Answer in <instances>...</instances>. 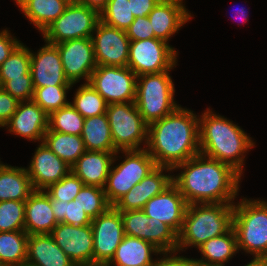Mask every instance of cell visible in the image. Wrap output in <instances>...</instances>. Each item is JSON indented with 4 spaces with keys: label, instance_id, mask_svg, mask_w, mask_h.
<instances>
[{
    "label": "cell",
    "instance_id": "cell-55",
    "mask_svg": "<svg viewBox=\"0 0 267 266\" xmlns=\"http://www.w3.org/2000/svg\"><path fill=\"white\" fill-rule=\"evenodd\" d=\"M15 1V3L16 4H18L20 1H22V0H14Z\"/></svg>",
    "mask_w": 267,
    "mask_h": 266
},
{
    "label": "cell",
    "instance_id": "cell-44",
    "mask_svg": "<svg viewBox=\"0 0 267 266\" xmlns=\"http://www.w3.org/2000/svg\"><path fill=\"white\" fill-rule=\"evenodd\" d=\"M20 101L0 87V127L10 120Z\"/></svg>",
    "mask_w": 267,
    "mask_h": 266
},
{
    "label": "cell",
    "instance_id": "cell-3",
    "mask_svg": "<svg viewBox=\"0 0 267 266\" xmlns=\"http://www.w3.org/2000/svg\"><path fill=\"white\" fill-rule=\"evenodd\" d=\"M204 111L199 117L200 153L231 166L242 176L244 154L255 147V142L233 121L210 108Z\"/></svg>",
    "mask_w": 267,
    "mask_h": 266
},
{
    "label": "cell",
    "instance_id": "cell-10",
    "mask_svg": "<svg viewBox=\"0 0 267 266\" xmlns=\"http://www.w3.org/2000/svg\"><path fill=\"white\" fill-rule=\"evenodd\" d=\"M177 55L174 47L158 38L130 40L127 66L137 76L160 73L176 67Z\"/></svg>",
    "mask_w": 267,
    "mask_h": 266
},
{
    "label": "cell",
    "instance_id": "cell-2",
    "mask_svg": "<svg viewBox=\"0 0 267 266\" xmlns=\"http://www.w3.org/2000/svg\"><path fill=\"white\" fill-rule=\"evenodd\" d=\"M181 105L148 125L146 149L157 166L174 169L200 153L199 115Z\"/></svg>",
    "mask_w": 267,
    "mask_h": 266
},
{
    "label": "cell",
    "instance_id": "cell-53",
    "mask_svg": "<svg viewBox=\"0 0 267 266\" xmlns=\"http://www.w3.org/2000/svg\"><path fill=\"white\" fill-rule=\"evenodd\" d=\"M17 266H35V265L30 264L28 262H24V263H21L20 265H17Z\"/></svg>",
    "mask_w": 267,
    "mask_h": 266
},
{
    "label": "cell",
    "instance_id": "cell-5",
    "mask_svg": "<svg viewBox=\"0 0 267 266\" xmlns=\"http://www.w3.org/2000/svg\"><path fill=\"white\" fill-rule=\"evenodd\" d=\"M233 229L238 251L267 258V201L243 198L234 203Z\"/></svg>",
    "mask_w": 267,
    "mask_h": 266
},
{
    "label": "cell",
    "instance_id": "cell-20",
    "mask_svg": "<svg viewBox=\"0 0 267 266\" xmlns=\"http://www.w3.org/2000/svg\"><path fill=\"white\" fill-rule=\"evenodd\" d=\"M26 170L33 189L45 190L66 176L71 167L42 142L38 145Z\"/></svg>",
    "mask_w": 267,
    "mask_h": 266
},
{
    "label": "cell",
    "instance_id": "cell-7",
    "mask_svg": "<svg viewBox=\"0 0 267 266\" xmlns=\"http://www.w3.org/2000/svg\"><path fill=\"white\" fill-rule=\"evenodd\" d=\"M119 152L115 153L104 187L107 200L112 206L157 167L146 148L121 150L125 159L115 167L113 165Z\"/></svg>",
    "mask_w": 267,
    "mask_h": 266
},
{
    "label": "cell",
    "instance_id": "cell-16",
    "mask_svg": "<svg viewBox=\"0 0 267 266\" xmlns=\"http://www.w3.org/2000/svg\"><path fill=\"white\" fill-rule=\"evenodd\" d=\"M51 235L55 243L76 266H93V231L91 225L58 223Z\"/></svg>",
    "mask_w": 267,
    "mask_h": 266
},
{
    "label": "cell",
    "instance_id": "cell-39",
    "mask_svg": "<svg viewBox=\"0 0 267 266\" xmlns=\"http://www.w3.org/2000/svg\"><path fill=\"white\" fill-rule=\"evenodd\" d=\"M75 199L91 219L106 212L112 206L107 200L104 188L98 186L84 185Z\"/></svg>",
    "mask_w": 267,
    "mask_h": 266
},
{
    "label": "cell",
    "instance_id": "cell-14",
    "mask_svg": "<svg viewBox=\"0 0 267 266\" xmlns=\"http://www.w3.org/2000/svg\"><path fill=\"white\" fill-rule=\"evenodd\" d=\"M91 39L97 66H127L130 39L126 31L99 21Z\"/></svg>",
    "mask_w": 267,
    "mask_h": 266
},
{
    "label": "cell",
    "instance_id": "cell-49",
    "mask_svg": "<svg viewBox=\"0 0 267 266\" xmlns=\"http://www.w3.org/2000/svg\"><path fill=\"white\" fill-rule=\"evenodd\" d=\"M245 266H267V258H255L247 263Z\"/></svg>",
    "mask_w": 267,
    "mask_h": 266
},
{
    "label": "cell",
    "instance_id": "cell-21",
    "mask_svg": "<svg viewBox=\"0 0 267 266\" xmlns=\"http://www.w3.org/2000/svg\"><path fill=\"white\" fill-rule=\"evenodd\" d=\"M48 118L49 115L33 100L20 101L16 112L4 127L19 137L42 143L48 130Z\"/></svg>",
    "mask_w": 267,
    "mask_h": 266
},
{
    "label": "cell",
    "instance_id": "cell-23",
    "mask_svg": "<svg viewBox=\"0 0 267 266\" xmlns=\"http://www.w3.org/2000/svg\"><path fill=\"white\" fill-rule=\"evenodd\" d=\"M25 226L28 235L51 234L58 224L53 214L50 196L44 190H34L25 200Z\"/></svg>",
    "mask_w": 267,
    "mask_h": 266
},
{
    "label": "cell",
    "instance_id": "cell-32",
    "mask_svg": "<svg viewBox=\"0 0 267 266\" xmlns=\"http://www.w3.org/2000/svg\"><path fill=\"white\" fill-rule=\"evenodd\" d=\"M28 237L24 230L0 232V263L17 266L26 262Z\"/></svg>",
    "mask_w": 267,
    "mask_h": 266
},
{
    "label": "cell",
    "instance_id": "cell-37",
    "mask_svg": "<svg viewBox=\"0 0 267 266\" xmlns=\"http://www.w3.org/2000/svg\"><path fill=\"white\" fill-rule=\"evenodd\" d=\"M134 19L129 0H109L100 12V21L124 31L129 28Z\"/></svg>",
    "mask_w": 267,
    "mask_h": 266
},
{
    "label": "cell",
    "instance_id": "cell-50",
    "mask_svg": "<svg viewBox=\"0 0 267 266\" xmlns=\"http://www.w3.org/2000/svg\"><path fill=\"white\" fill-rule=\"evenodd\" d=\"M246 9L244 8V7H241V8H239L236 12H237V14L236 15H238L237 17H240V18H242V20H244L243 21V23H245L246 21H248V18H247V11H245ZM240 21V20H239ZM242 23V24H243Z\"/></svg>",
    "mask_w": 267,
    "mask_h": 266
},
{
    "label": "cell",
    "instance_id": "cell-18",
    "mask_svg": "<svg viewBox=\"0 0 267 266\" xmlns=\"http://www.w3.org/2000/svg\"><path fill=\"white\" fill-rule=\"evenodd\" d=\"M173 169L157 166L139 183L135 184L125 195H123L113 206L118 211L143 210L145 204L154 196L163 192L173 183Z\"/></svg>",
    "mask_w": 267,
    "mask_h": 266
},
{
    "label": "cell",
    "instance_id": "cell-8",
    "mask_svg": "<svg viewBox=\"0 0 267 266\" xmlns=\"http://www.w3.org/2000/svg\"><path fill=\"white\" fill-rule=\"evenodd\" d=\"M106 115L117 151L146 148L140 146H147L148 124L143 120L135 102L108 104Z\"/></svg>",
    "mask_w": 267,
    "mask_h": 266
},
{
    "label": "cell",
    "instance_id": "cell-11",
    "mask_svg": "<svg viewBox=\"0 0 267 266\" xmlns=\"http://www.w3.org/2000/svg\"><path fill=\"white\" fill-rule=\"evenodd\" d=\"M137 75L128 67L97 66L89 83L107 104L135 102Z\"/></svg>",
    "mask_w": 267,
    "mask_h": 266
},
{
    "label": "cell",
    "instance_id": "cell-47",
    "mask_svg": "<svg viewBox=\"0 0 267 266\" xmlns=\"http://www.w3.org/2000/svg\"><path fill=\"white\" fill-rule=\"evenodd\" d=\"M131 12L134 17L148 16L152 9L158 4L157 0H129Z\"/></svg>",
    "mask_w": 267,
    "mask_h": 266
},
{
    "label": "cell",
    "instance_id": "cell-1",
    "mask_svg": "<svg viewBox=\"0 0 267 266\" xmlns=\"http://www.w3.org/2000/svg\"><path fill=\"white\" fill-rule=\"evenodd\" d=\"M181 173L174 176L187 204L234 203L238 196L241 175L231 166L201 153L177 165L174 170Z\"/></svg>",
    "mask_w": 267,
    "mask_h": 266
},
{
    "label": "cell",
    "instance_id": "cell-35",
    "mask_svg": "<svg viewBox=\"0 0 267 266\" xmlns=\"http://www.w3.org/2000/svg\"><path fill=\"white\" fill-rule=\"evenodd\" d=\"M84 119L85 118L71 104H69L49 115L47 131L81 135Z\"/></svg>",
    "mask_w": 267,
    "mask_h": 266
},
{
    "label": "cell",
    "instance_id": "cell-36",
    "mask_svg": "<svg viewBox=\"0 0 267 266\" xmlns=\"http://www.w3.org/2000/svg\"><path fill=\"white\" fill-rule=\"evenodd\" d=\"M73 86L34 87L32 100L48 115L70 104L67 93Z\"/></svg>",
    "mask_w": 267,
    "mask_h": 266
},
{
    "label": "cell",
    "instance_id": "cell-41",
    "mask_svg": "<svg viewBox=\"0 0 267 266\" xmlns=\"http://www.w3.org/2000/svg\"><path fill=\"white\" fill-rule=\"evenodd\" d=\"M84 183L72 171L60 181L50 185L44 191L52 198L60 201L70 202L75 199Z\"/></svg>",
    "mask_w": 267,
    "mask_h": 266
},
{
    "label": "cell",
    "instance_id": "cell-57",
    "mask_svg": "<svg viewBox=\"0 0 267 266\" xmlns=\"http://www.w3.org/2000/svg\"><path fill=\"white\" fill-rule=\"evenodd\" d=\"M69 2H76L77 3V0H68Z\"/></svg>",
    "mask_w": 267,
    "mask_h": 266
},
{
    "label": "cell",
    "instance_id": "cell-4",
    "mask_svg": "<svg viewBox=\"0 0 267 266\" xmlns=\"http://www.w3.org/2000/svg\"><path fill=\"white\" fill-rule=\"evenodd\" d=\"M234 203H195L187 206L178 234L177 252L198 248L209 239L227 233L233 227Z\"/></svg>",
    "mask_w": 267,
    "mask_h": 266
},
{
    "label": "cell",
    "instance_id": "cell-27",
    "mask_svg": "<svg viewBox=\"0 0 267 266\" xmlns=\"http://www.w3.org/2000/svg\"><path fill=\"white\" fill-rule=\"evenodd\" d=\"M69 4L68 0H22L17 5L30 23L43 33Z\"/></svg>",
    "mask_w": 267,
    "mask_h": 266
},
{
    "label": "cell",
    "instance_id": "cell-24",
    "mask_svg": "<svg viewBox=\"0 0 267 266\" xmlns=\"http://www.w3.org/2000/svg\"><path fill=\"white\" fill-rule=\"evenodd\" d=\"M116 152L86 150L71 167L84 185L105 187Z\"/></svg>",
    "mask_w": 267,
    "mask_h": 266
},
{
    "label": "cell",
    "instance_id": "cell-54",
    "mask_svg": "<svg viewBox=\"0 0 267 266\" xmlns=\"http://www.w3.org/2000/svg\"><path fill=\"white\" fill-rule=\"evenodd\" d=\"M0 266H14V265H11V264H4V263H0Z\"/></svg>",
    "mask_w": 267,
    "mask_h": 266
},
{
    "label": "cell",
    "instance_id": "cell-9",
    "mask_svg": "<svg viewBox=\"0 0 267 266\" xmlns=\"http://www.w3.org/2000/svg\"><path fill=\"white\" fill-rule=\"evenodd\" d=\"M99 21L100 13L97 10L70 2L65 11L42 33V37L51 44L91 38Z\"/></svg>",
    "mask_w": 267,
    "mask_h": 266
},
{
    "label": "cell",
    "instance_id": "cell-19",
    "mask_svg": "<svg viewBox=\"0 0 267 266\" xmlns=\"http://www.w3.org/2000/svg\"><path fill=\"white\" fill-rule=\"evenodd\" d=\"M187 206L178 187L172 183L163 192L151 198L143 211L148 217L165 223L178 235L182 229Z\"/></svg>",
    "mask_w": 267,
    "mask_h": 266
},
{
    "label": "cell",
    "instance_id": "cell-40",
    "mask_svg": "<svg viewBox=\"0 0 267 266\" xmlns=\"http://www.w3.org/2000/svg\"><path fill=\"white\" fill-rule=\"evenodd\" d=\"M25 201L0 202V232L24 230Z\"/></svg>",
    "mask_w": 267,
    "mask_h": 266
},
{
    "label": "cell",
    "instance_id": "cell-45",
    "mask_svg": "<svg viewBox=\"0 0 267 266\" xmlns=\"http://www.w3.org/2000/svg\"><path fill=\"white\" fill-rule=\"evenodd\" d=\"M10 31L4 29L0 32V66L9 57L12 51L20 44Z\"/></svg>",
    "mask_w": 267,
    "mask_h": 266
},
{
    "label": "cell",
    "instance_id": "cell-38",
    "mask_svg": "<svg viewBox=\"0 0 267 266\" xmlns=\"http://www.w3.org/2000/svg\"><path fill=\"white\" fill-rule=\"evenodd\" d=\"M50 203L57 223L76 226L91 225L92 219L78 204V200L64 202L50 197Z\"/></svg>",
    "mask_w": 267,
    "mask_h": 266
},
{
    "label": "cell",
    "instance_id": "cell-56",
    "mask_svg": "<svg viewBox=\"0 0 267 266\" xmlns=\"http://www.w3.org/2000/svg\"><path fill=\"white\" fill-rule=\"evenodd\" d=\"M4 166V164H2V162L0 161V169Z\"/></svg>",
    "mask_w": 267,
    "mask_h": 266
},
{
    "label": "cell",
    "instance_id": "cell-52",
    "mask_svg": "<svg viewBox=\"0 0 267 266\" xmlns=\"http://www.w3.org/2000/svg\"><path fill=\"white\" fill-rule=\"evenodd\" d=\"M158 2H183V0H157Z\"/></svg>",
    "mask_w": 267,
    "mask_h": 266
},
{
    "label": "cell",
    "instance_id": "cell-42",
    "mask_svg": "<svg viewBox=\"0 0 267 266\" xmlns=\"http://www.w3.org/2000/svg\"><path fill=\"white\" fill-rule=\"evenodd\" d=\"M0 87L19 101H29L33 98L34 87L32 78L0 80Z\"/></svg>",
    "mask_w": 267,
    "mask_h": 266
},
{
    "label": "cell",
    "instance_id": "cell-51",
    "mask_svg": "<svg viewBox=\"0 0 267 266\" xmlns=\"http://www.w3.org/2000/svg\"><path fill=\"white\" fill-rule=\"evenodd\" d=\"M193 266H225V265H222V264H209V263H204V262H201V261H195L193 259Z\"/></svg>",
    "mask_w": 267,
    "mask_h": 266
},
{
    "label": "cell",
    "instance_id": "cell-22",
    "mask_svg": "<svg viewBox=\"0 0 267 266\" xmlns=\"http://www.w3.org/2000/svg\"><path fill=\"white\" fill-rule=\"evenodd\" d=\"M188 11L183 2H158L148 15L155 38L168 43L190 21L192 15Z\"/></svg>",
    "mask_w": 267,
    "mask_h": 266
},
{
    "label": "cell",
    "instance_id": "cell-46",
    "mask_svg": "<svg viewBox=\"0 0 267 266\" xmlns=\"http://www.w3.org/2000/svg\"><path fill=\"white\" fill-rule=\"evenodd\" d=\"M176 254H178L177 251L163 252V257L161 259L157 258L153 266H193V258H186L182 255L177 256Z\"/></svg>",
    "mask_w": 267,
    "mask_h": 266
},
{
    "label": "cell",
    "instance_id": "cell-15",
    "mask_svg": "<svg viewBox=\"0 0 267 266\" xmlns=\"http://www.w3.org/2000/svg\"><path fill=\"white\" fill-rule=\"evenodd\" d=\"M61 55L65 77L76 84L81 79L89 83L91 74L97 67L91 38L73 39L55 44Z\"/></svg>",
    "mask_w": 267,
    "mask_h": 266
},
{
    "label": "cell",
    "instance_id": "cell-28",
    "mask_svg": "<svg viewBox=\"0 0 267 266\" xmlns=\"http://www.w3.org/2000/svg\"><path fill=\"white\" fill-rule=\"evenodd\" d=\"M33 191L25 167L4 164L0 169V202L8 200L25 201Z\"/></svg>",
    "mask_w": 267,
    "mask_h": 266
},
{
    "label": "cell",
    "instance_id": "cell-31",
    "mask_svg": "<svg viewBox=\"0 0 267 266\" xmlns=\"http://www.w3.org/2000/svg\"><path fill=\"white\" fill-rule=\"evenodd\" d=\"M43 143L70 167L86 151L81 135L46 131Z\"/></svg>",
    "mask_w": 267,
    "mask_h": 266
},
{
    "label": "cell",
    "instance_id": "cell-12",
    "mask_svg": "<svg viewBox=\"0 0 267 266\" xmlns=\"http://www.w3.org/2000/svg\"><path fill=\"white\" fill-rule=\"evenodd\" d=\"M124 234L143 239L163 252L177 251L178 235L165 223L148 217L143 210L120 211Z\"/></svg>",
    "mask_w": 267,
    "mask_h": 266
},
{
    "label": "cell",
    "instance_id": "cell-29",
    "mask_svg": "<svg viewBox=\"0 0 267 266\" xmlns=\"http://www.w3.org/2000/svg\"><path fill=\"white\" fill-rule=\"evenodd\" d=\"M81 137L88 151L118 152L114 147L106 113L85 118Z\"/></svg>",
    "mask_w": 267,
    "mask_h": 266
},
{
    "label": "cell",
    "instance_id": "cell-30",
    "mask_svg": "<svg viewBox=\"0 0 267 266\" xmlns=\"http://www.w3.org/2000/svg\"><path fill=\"white\" fill-rule=\"evenodd\" d=\"M197 249L202 259H194L209 264L225 265L232 257L239 252L237 247V236L233 227L223 235L209 239Z\"/></svg>",
    "mask_w": 267,
    "mask_h": 266
},
{
    "label": "cell",
    "instance_id": "cell-43",
    "mask_svg": "<svg viewBox=\"0 0 267 266\" xmlns=\"http://www.w3.org/2000/svg\"><path fill=\"white\" fill-rule=\"evenodd\" d=\"M130 40H144L155 38L148 16L136 17L126 30Z\"/></svg>",
    "mask_w": 267,
    "mask_h": 266
},
{
    "label": "cell",
    "instance_id": "cell-17",
    "mask_svg": "<svg viewBox=\"0 0 267 266\" xmlns=\"http://www.w3.org/2000/svg\"><path fill=\"white\" fill-rule=\"evenodd\" d=\"M30 71L33 87L74 85L65 77L58 47L46 41L37 53L30 50Z\"/></svg>",
    "mask_w": 267,
    "mask_h": 266
},
{
    "label": "cell",
    "instance_id": "cell-34",
    "mask_svg": "<svg viewBox=\"0 0 267 266\" xmlns=\"http://www.w3.org/2000/svg\"><path fill=\"white\" fill-rule=\"evenodd\" d=\"M32 78L30 49L20 43L0 66V80Z\"/></svg>",
    "mask_w": 267,
    "mask_h": 266
},
{
    "label": "cell",
    "instance_id": "cell-48",
    "mask_svg": "<svg viewBox=\"0 0 267 266\" xmlns=\"http://www.w3.org/2000/svg\"><path fill=\"white\" fill-rule=\"evenodd\" d=\"M109 0H77V3L97 10L99 13L106 7Z\"/></svg>",
    "mask_w": 267,
    "mask_h": 266
},
{
    "label": "cell",
    "instance_id": "cell-26",
    "mask_svg": "<svg viewBox=\"0 0 267 266\" xmlns=\"http://www.w3.org/2000/svg\"><path fill=\"white\" fill-rule=\"evenodd\" d=\"M152 254L161 255L162 252L143 239L125 235L106 266H153L156 260Z\"/></svg>",
    "mask_w": 267,
    "mask_h": 266
},
{
    "label": "cell",
    "instance_id": "cell-33",
    "mask_svg": "<svg viewBox=\"0 0 267 266\" xmlns=\"http://www.w3.org/2000/svg\"><path fill=\"white\" fill-rule=\"evenodd\" d=\"M74 96L73 102L70 104L84 118L99 116L107 111V102L90 83L80 85Z\"/></svg>",
    "mask_w": 267,
    "mask_h": 266
},
{
    "label": "cell",
    "instance_id": "cell-25",
    "mask_svg": "<svg viewBox=\"0 0 267 266\" xmlns=\"http://www.w3.org/2000/svg\"><path fill=\"white\" fill-rule=\"evenodd\" d=\"M26 262L35 266H76L51 234L29 235Z\"/></svg>",
    "mask_w": 267,
    "mask_h": 266
},
{
    "label": "cell",
    "instance_id": "cell-6",
    "mask_svg": "<svg viewBox=\"0 0 267 266\" xmlns=\"http://www.w3.org/2000/svg\"><path fill=\"white\" fill-rule=\"evenodd\" d=\"M170 70L137 77L135 104L149 125L174 112L179 105L174 100V83Z\"/></svg>",
    "mask_w": 267,
    "mask_h": 266
},
{
    "label": "cell",
    "instance_id": "cell-13",
    "mask_svg": "<svg viewBox=\"0 0 267 266\" xmlns=\"http://www.w3.org/2000/svg\"><path fill=\"white\" fill-rule=\"evenodd\" d=\"M91 228L93 266H106L125 236L120 211L111 206L106 212L92 219Z\"/></svg>",
    "mask_w": 267,
    "mask_h": 266
}]
</instances>
